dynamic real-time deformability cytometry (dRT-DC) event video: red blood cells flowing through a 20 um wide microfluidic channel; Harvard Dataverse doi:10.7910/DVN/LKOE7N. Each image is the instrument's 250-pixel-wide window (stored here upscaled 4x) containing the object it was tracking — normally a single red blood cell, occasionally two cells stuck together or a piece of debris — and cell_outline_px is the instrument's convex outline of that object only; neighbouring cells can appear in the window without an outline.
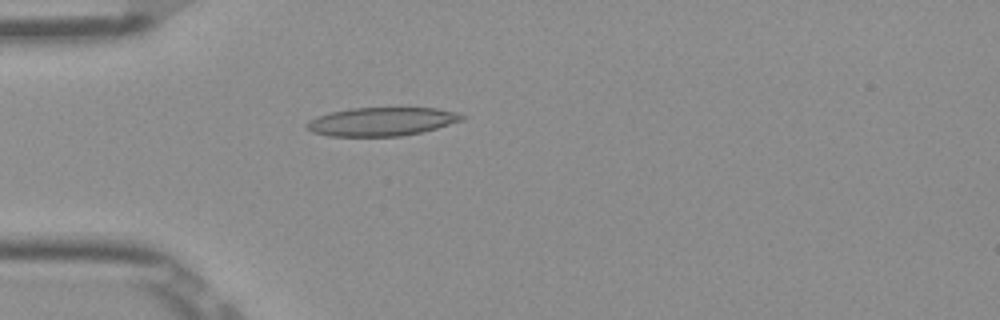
{"species": "Egyptian fruit bat (a non-hibernating species)", "species_latin": "Rousettus aegyptiacus", "temperature_condition": "room temperature", "stored_images_in_passage": 33, "camera_frame_rate_fps": 3000, "um_per_image_px": 0.085, "frame": {"image": 1, "passage_image": 2, "time_ms": 0.333, "image_size_px": [1000, 320], "cell_outline_px": [[468, 116], [464, 120], [436, 128], [420, 132], [400, 136], [328, 136], [312, 132], [304, 124], [308, 120], [328, 112], [352, 108], [436, 108], [456, 112]], "centroid_in_image_um": [32.43, 10.33], "position_along_channel_um": 52.6, "area_um2": 25.84}}
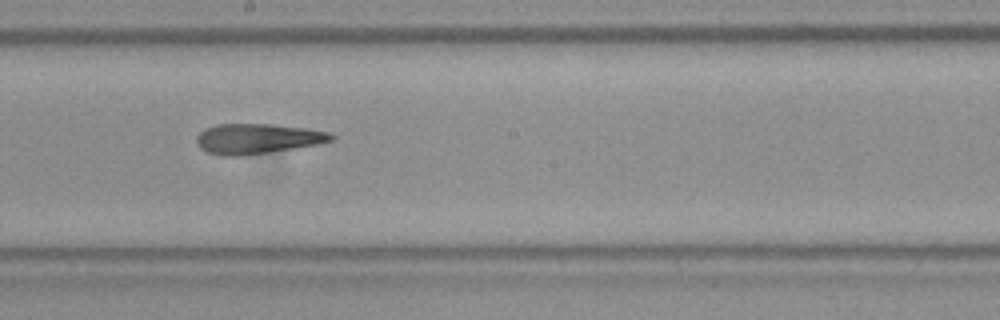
{"frame": {"image": 2, "passage_image": 16, "time_ms": 5.0, "image_size_px": [1000, 320], "cell_outline_px": [[336, 140], [320, 144], [268, 152], [240, 156], [224, 156], [208, 152], [200, 148], [196, 144], [196, 136], [200, 132], [216, 124], [272, 124], [304, 128], [328, 132], [336, 136]], "centroid_in_image_um": [21.9, 11.79], "position_along_channel_um": 226.3, "area_um2": 23.64}}
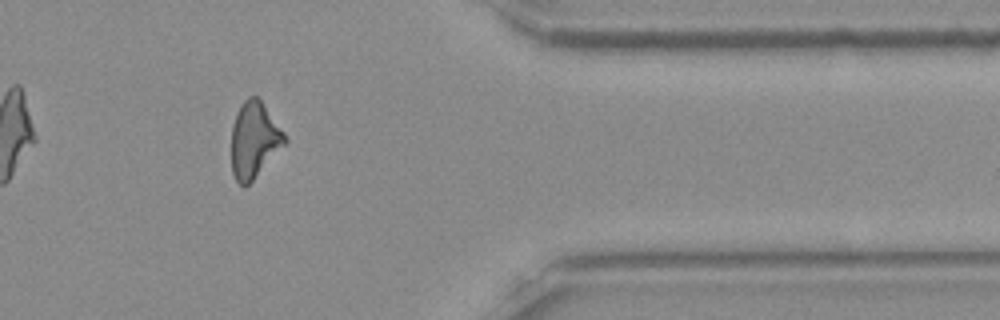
{"frame": {"image": 3, "passage_image": 30, "time_ms": 9.667, "image_size_px": [1000, 320], "cell_outline_px": [[288, 140], [252, 180], [244, 188], [236, 180], [232, 172], [232, 124], [236, 112], [240, 104], [248, 96], [256, 96], [260, 100], [284, 132]], "centroid_in_image_um": [21.58, 11.87], "position_along_channel_um": 389.8, "area_um2": 23.24}, "authors_computed_cell_mechanics": {"area_um2": 23.6402, "velocity_mm_per_s": 3.9203, "shape_relaxation_time_tau1_ms": null, "shape_relaxation_time_tau2_ms": 6.8449, "deformation_change_tau1": null, "deformation_change_tau2": 0.2123}}